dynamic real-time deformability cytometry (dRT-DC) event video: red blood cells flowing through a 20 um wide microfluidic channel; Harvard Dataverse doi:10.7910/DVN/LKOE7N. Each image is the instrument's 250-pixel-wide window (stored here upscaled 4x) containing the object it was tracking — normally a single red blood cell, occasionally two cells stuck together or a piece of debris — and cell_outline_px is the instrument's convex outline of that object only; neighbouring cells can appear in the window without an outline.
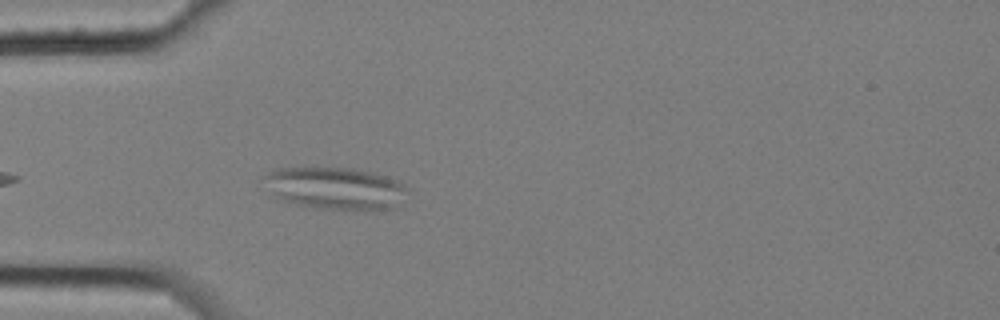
{"species": "common noctule bat (a hibernating species)", "species_latin": "Nyctalus noctula", "temperature_condition": "cold", "stored_images_in_passage": 5, "camera_frame_rate_fps": 3000, "um_per_image_px": 0.085, "animal": {"sex": "female", "body_mass_g": 25.1}, "frame": {"image": 1, "passage_image": 5, "time_ms": 1.333, "image_size_px": [1000, 320], "cell_outline_px": [[408, 192], [400, 208], [372, 212], [312, 208], [276, 200], [272, 196], [260, 176], [276, 168], [352, 168], [372, 172], [388, 176], [404, 184], [408, 188]], "centroid_in_image_um": [28.54, 16.05], "position_along_channel_um": 56.5, "area_um2": 36.99}}